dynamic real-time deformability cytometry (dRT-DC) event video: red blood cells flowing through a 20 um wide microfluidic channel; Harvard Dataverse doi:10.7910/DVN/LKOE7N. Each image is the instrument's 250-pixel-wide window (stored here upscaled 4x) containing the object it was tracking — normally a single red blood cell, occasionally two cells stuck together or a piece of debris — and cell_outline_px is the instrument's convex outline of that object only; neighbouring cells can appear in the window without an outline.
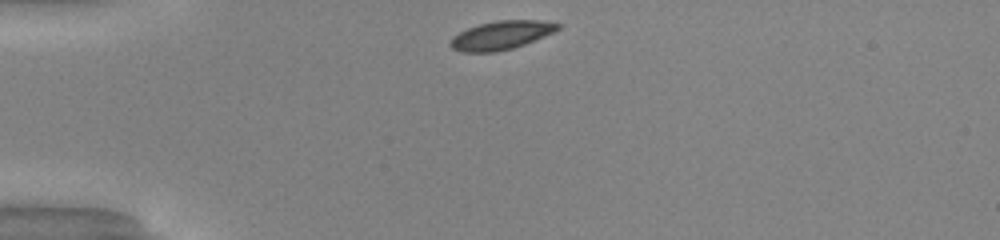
{"species": "common noctule bat (a hibernating species)", "species_latin": "Nyctalus noctula", "temperature_condition": "warm", "stored_images_in_passage": 30, "camera_frame_rate_fps": 3000, "um_per_image_px": 0.085, "animal": {"sex": "male", "body_mass_g": 20.0, "forearm_length_mm": 53.3}, "frame": {"image": 1, "passage_image": 1, "time_ms": 0.0, "image_size_px": [1000, 240], "cell_outline_px": [[564, 24], [560, 28], [544, 36], [524, 44], [512, 48], [496, 52], [460, 52], [452, 48], [448, 44], [452, 36], [468, 28], [480, 24], [496, 20], [536, 20]], "centroid_in_image_um": [42.57, 2.99], "position_along_channel_um": 42.4, "area_um2": 17.86}}
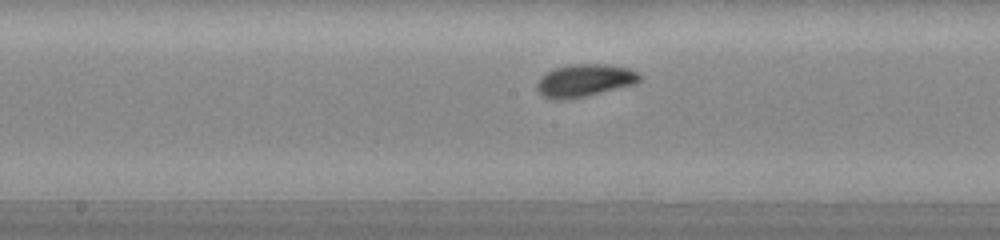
{"frame": {"image": 2, "passage_image": 15, "time_ms": 4.667, "image_size_px": [1000, 240], "cell_outline_px": [[640, 80], [636, 84], [584, 96], [560, 100], [552, 100], [544, 96], [536, 88], [536, 84], [540, 76], [556, 68], [568, 64], [612, 64], [628, 68], [636, 72], [640, 76]], "centroid_in_image_um": [49.68, 6.83], "position_along_channel_um": 198.5, "area_um2": 19.42}}
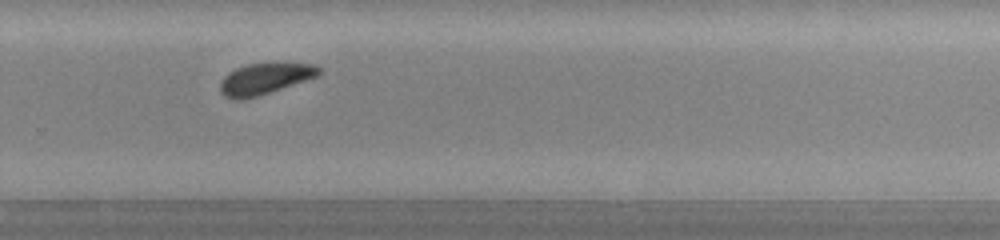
{"frame": {"image": 3, "passage_image": 23, "time_ms": 7.333, "image_size_px": [1000, 240], "cell_outline_px": [[324, 72], [320, 76], [256, 96], [240, 100], [236, 100], [224, 96], [220, 92], [220, 84], [224, 76], [228, 72], [236, 68], [248, 64], [316, 64]], "centroid_in_image_um": [22.52, 6.7], "position_along_channel_um": 307.3, "area_um2": 17.74}}